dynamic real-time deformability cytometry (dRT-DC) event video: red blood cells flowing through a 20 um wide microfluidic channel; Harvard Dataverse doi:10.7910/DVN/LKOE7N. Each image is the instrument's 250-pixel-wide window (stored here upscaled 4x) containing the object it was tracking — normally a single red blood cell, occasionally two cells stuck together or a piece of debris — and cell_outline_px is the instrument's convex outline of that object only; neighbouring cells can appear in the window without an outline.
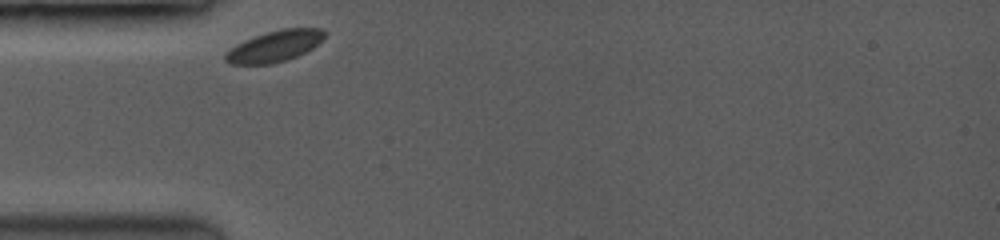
{"species": "common noctule bat (a hibernating species)", "species_latin": "Nyctalus noctula", "temperature_condition": "room temperature", "stored_images_in_passage": 37, "camera_frame_rate_fps": 3500, "um_per_image_px": 0.085, "animal": {"sex": "female", "body_mass_g": 19.0, "forearm_length_mm": 53.3}, "frame": {"image": 1, "passage_image": 1, "time_ms": 0.0, "image_size_px": [1000, 240], "cell_outline_px": [[328, 32], [312, 48], [296, 56], [272, 64], [232, 64], [224, 60], [224, 56], [232, 48], [244, 40], [280, 28], [320, 28]], "centroid_in_image_um": [23.36, 3.92], "position_along_channel_um": 61.6, "area_um2": 17.63}}
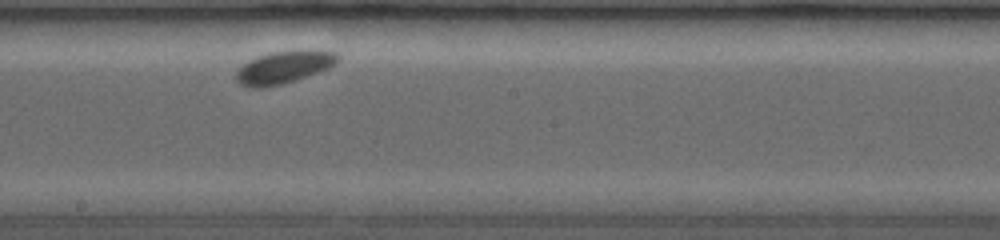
{"frame": {"image": 2, "passage_image": 18, "time_ms": 4.571, "image_size_px": [1000, 240], "cell_outline_px": [[340, 60], [336, 64], [328, 68], [296, 80], [280, 84], [240, 84], [236, 80], [236, 72], [248, 60], [268, 52], [300, 48], [320, 48], [336, 52], [340, 56]], "centroid_in_image_um": [24.29, 5.59], "position_along_channel_um": 223.9, "area_um2": 19.19}}
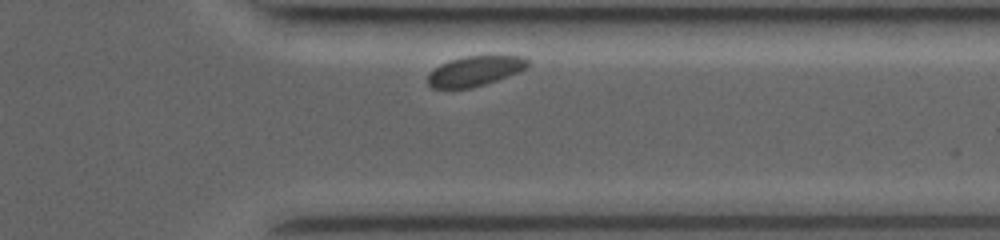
{"frame": {"image": 3, "passage_image": 33, "time_ms": 8.571, "image_size_px": [1000, 240], "cell_outline_px": [[528, 64], [524, 68], [516, 72], [496, 80], [484, 84], [468, 88], [432, 88], [428, 84], [428, 76], [440, 64], [448, 60], [464, 56], [524, 56], [528, 60]], "centroid_in_image_um": [40.33, 6.02], "position_along_channel_um": 371.1, "area_um2": 17.05}}